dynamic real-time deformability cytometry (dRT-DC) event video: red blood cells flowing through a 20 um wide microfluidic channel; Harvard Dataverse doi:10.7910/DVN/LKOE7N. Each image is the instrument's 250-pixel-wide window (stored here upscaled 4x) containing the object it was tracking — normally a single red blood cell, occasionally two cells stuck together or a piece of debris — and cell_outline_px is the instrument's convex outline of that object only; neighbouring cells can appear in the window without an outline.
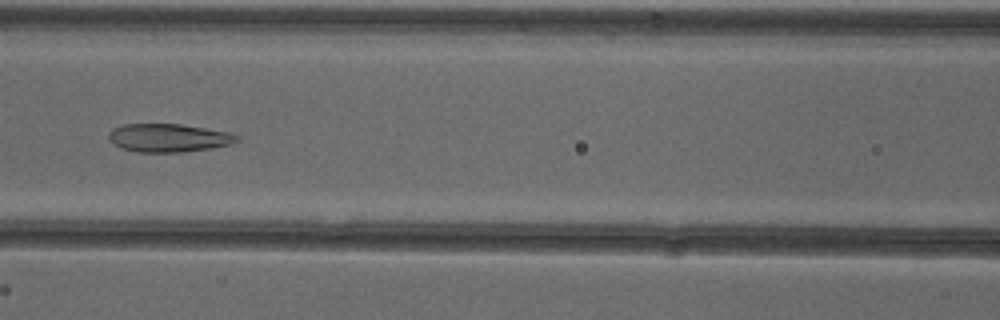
{"species": "common noctule bat (a hibernating species)", "species_latin": "Nyctalus noctula", "temperature_condition": "cold", "stored_images_in_passage": 53, "camera_frame_rate_fps": 3000, "um_per_image_px": 0.085, "animal": {"sex": "female"}, "frame": {"image": 1, "passage_image": 24, "time_ms": 7.667, "image_size_px": [1000, 320], "cell_outline_px": [[240, 140], [232, 144], [208, 148], [180, 152], [136, 152], [112, 144], [108, 140], [108, 136], [112, 128], [124, 124], [180, 124], [228, 132], [240, 136]], "centroid_in_image_um": [14.31, 11.71], "position_along_channel_um": 152.3, "area_um2": 21.04}}
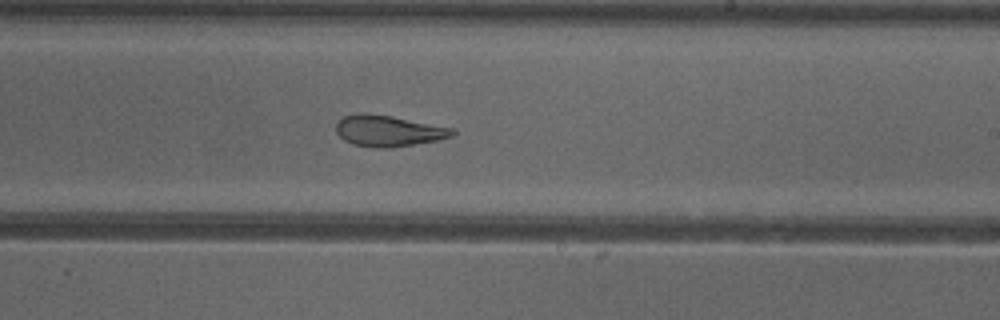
{"frame": {"image": 2, "passage_image": 32, "time_ms": 10.333, "image_size_px": [1000, 320], "cell_outline_px": [[456, 132], [452, 136], [436, 140], [388, 148], [376, 148], [352, 144], [344, 140], [336, 132], [336, 124], [344, 116], [364, 112], [392, 116], [456, 128]], "centroid_in_image_um": [33.02, 11.11], "position_along_channel_um": 256.0, "area_um2": 21.1}}
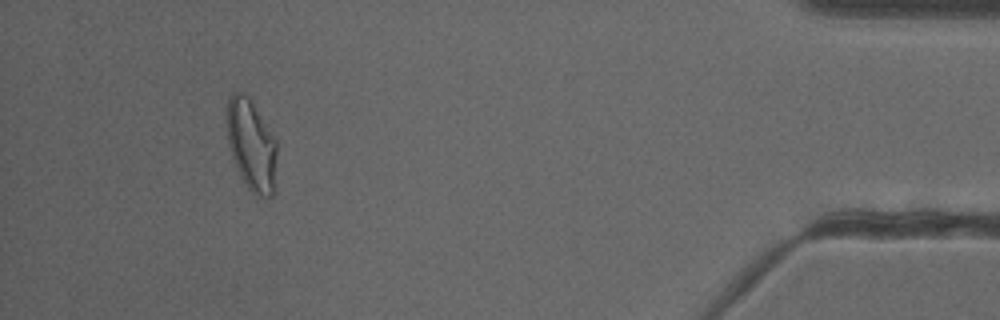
{"frame": {"image": 3, "passage_image": 49, "time_ms": 16.0, "image_size_px": [1000, 320], "cell_outline_px": [[276, 152], [272, 196], [268, 200], [256, 196], [248, 188], [240, 176], [232, 156], [228, 140], [224, 120], [224, 112], [228, 96], [232, 92], [244, 92], [248, 96], [276, 140]], "centroid_in_image_um": [21.31, 12.28], "position_along_channel_um": 413.9, "area_um2": 26.88}, "authors_computed_cell_mechanics": {"area_um2": 24.6228, "velocity_mm_per_s": 3.8979, "shape_relaxation_time_tau1_ms": null, "shape_relaxation_time_tau2_ms": 2.1676, "deformation_change_tau1": null, "deformation_change_tau2": 0.0889}}